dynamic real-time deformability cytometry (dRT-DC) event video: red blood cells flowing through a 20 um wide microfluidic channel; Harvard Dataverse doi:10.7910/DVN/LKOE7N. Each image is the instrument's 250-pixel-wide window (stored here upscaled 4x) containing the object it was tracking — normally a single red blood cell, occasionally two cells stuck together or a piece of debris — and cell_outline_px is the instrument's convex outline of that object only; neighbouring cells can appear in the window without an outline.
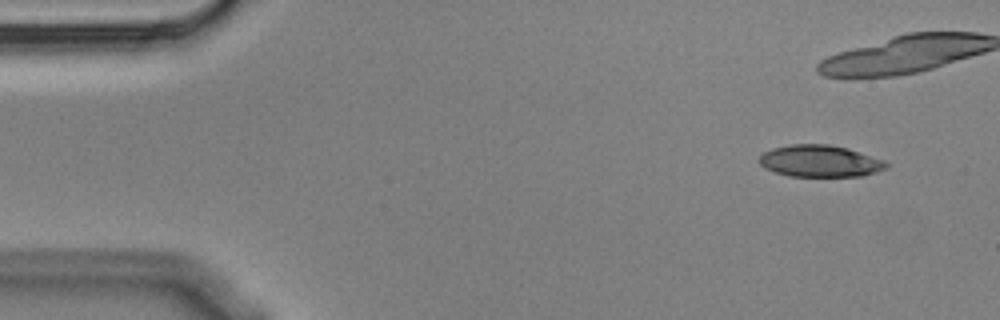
{"species": "Egyptian fruit bat (a non-hibernating species)", "species_latin": "Rousettus aegyptiacus", "temperature_condition": "cold", "stored_images_in_passage": 12, "camera_frame_rate_fps": 3000, "um_per_image_px": 0.085, "animal": {"sex": "male"}, "frame": {"image": 1, "passage_image": 1, "time_ms": 0.0, "image_size_px": [1000, 320], "cell_outline_px": [[888, 168], [864, 176], [788, 176], [776, 172], [760, 164], [756, 160], [764, 152], [772, 148], [792, 144], [828, 144], [848, 148], [884, 160], [888, 164]], "centroid_in_image_um": [69.71, 13.69], "position_along_channel_um": 15.3, "area_um2": 23.58}}